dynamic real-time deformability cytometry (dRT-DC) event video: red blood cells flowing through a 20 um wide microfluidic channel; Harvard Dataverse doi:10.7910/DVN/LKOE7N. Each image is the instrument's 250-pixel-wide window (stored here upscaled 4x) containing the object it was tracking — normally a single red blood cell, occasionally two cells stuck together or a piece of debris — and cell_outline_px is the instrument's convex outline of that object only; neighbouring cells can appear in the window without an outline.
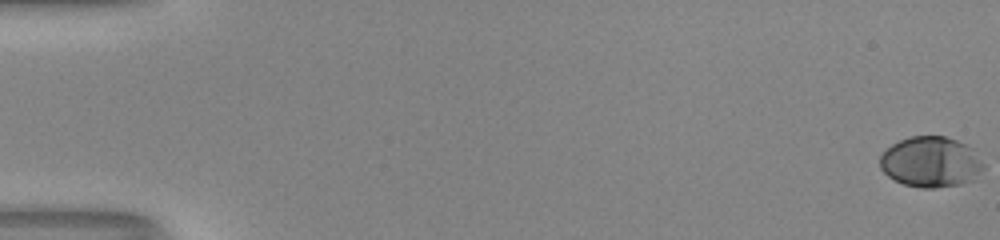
{"species": "human", "species_latin": "Homo sapiens", "temperature_condition": "room temperature", "stored_images_in_passage": 53, "camera_frame_rate_fps": 3000, "um_per_image_px": 0.085, "donor": {"sex": "male"}, "frame": {"image": 1, "passage_image": 1, "time_ms": 0.0, "image_size_px": [1000, 240], "cell_outline_px": [[984, 168], [972, 180], [960, 184], [932, 188], [920, 188], [904, 184], [888, 176], [880, 168], [880, 156], [892, 144], [908, 136], [944, 136], [968, 144], [972, 148], [984, 164]], "centroid_in_image_um": [79.12, 13.76], "position_along_channel_um": 5.9, "area_um2": 30.46}}
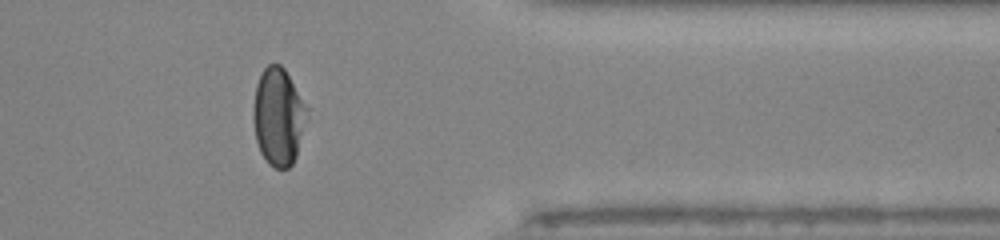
{"frame": {"image": 2, "passage_image": 44, "time_ms": 14.333, "image_size_px": [1000, 240], "cell_outline_px": [[308, 120], [296, 156], [292, 164], [288, 168], [276, 168], [268, 164], [260, 152], [256, 140], [252, 116], [252, 112], [256, 84], [264, 68], [268, 64], [280, 64], [284, 68], [308, 108]], "centroid_in_image_um": [23.67, 9.93], "position_along_channel_um": 387.7, "area_um2": 30.75}}
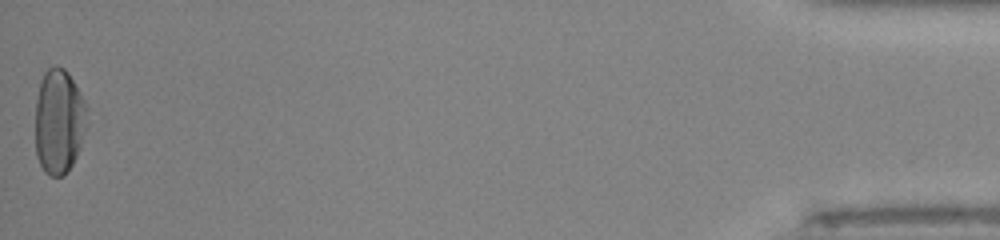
{"frame": {"image": 3, "passage_image": 53, "time_ms": 17.333, "image_size_px": [1000, 240], "cell_outline_px": [[88, 124], [80, 148], [72, 164], [64, 176], [48, 176], [44, 172], [36, 156], [36, 100], [40, 80], [44, 72], [52, 64], [56, 64], [64, 68], [68, 72], [80, 92], [88, 108]], "centroid_in_image_um": [5.02, 10.3], "position_along_channel_um": 430.2, "area_um2": 32.25}, "authors_computed_cell_mechanics": {"area_um2": 30.8074, "velocity_mm_per_s": 4.1396, "shape_relaxation_time_tau1_ms": 4.0979, "shape_relaxation_time_tau2_ms": null, "deformation_change_tau1": 0.1781, "deformation_change_tau2": null}}